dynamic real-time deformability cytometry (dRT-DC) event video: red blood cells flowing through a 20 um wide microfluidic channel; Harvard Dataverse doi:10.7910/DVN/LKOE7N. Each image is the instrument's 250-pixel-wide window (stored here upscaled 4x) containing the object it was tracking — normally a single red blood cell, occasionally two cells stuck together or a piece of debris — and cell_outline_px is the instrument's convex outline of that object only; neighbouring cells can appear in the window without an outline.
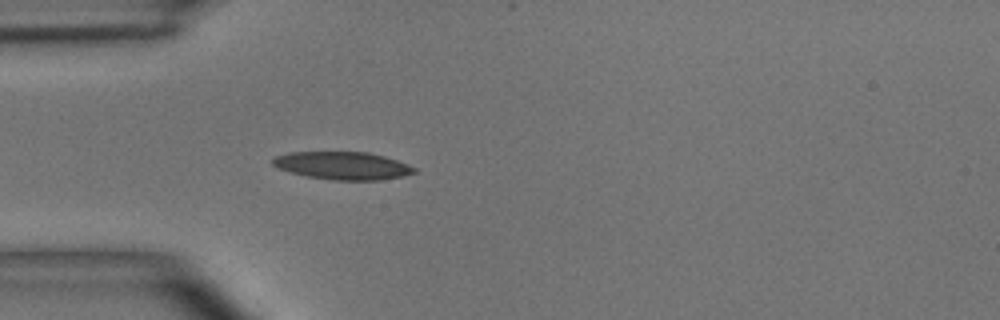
{"species": "common noctule bat (a hibernating species)", "species_latin": "Nyctalus noctula", "temperature_condition": "room temperature", "stored_images_in_passage": 3, "camera_frame_rate_fps": 3000, "um_per_image_px": 0.085, "animal": {"sex": "male", "body_mass_g": 15.6}, "frame": {"image": 1, "passage_image": 3, "time_ms": 3.0, "image_size_px": [1000, 320], "cell_outline_px": [[416, 172], [400, 176], [380, 180], [332, 180], [308, 176], [292, 172], [280, 168], [272, 164], [272, 160], [276, 156], [288, 152], [368, 152], [384, 156], [408, 164], [416, 168]], "centroid_in_image_um": [29.14, 14.07], "position_along_channel_um": 55.9, "area_um2": 22.66}}